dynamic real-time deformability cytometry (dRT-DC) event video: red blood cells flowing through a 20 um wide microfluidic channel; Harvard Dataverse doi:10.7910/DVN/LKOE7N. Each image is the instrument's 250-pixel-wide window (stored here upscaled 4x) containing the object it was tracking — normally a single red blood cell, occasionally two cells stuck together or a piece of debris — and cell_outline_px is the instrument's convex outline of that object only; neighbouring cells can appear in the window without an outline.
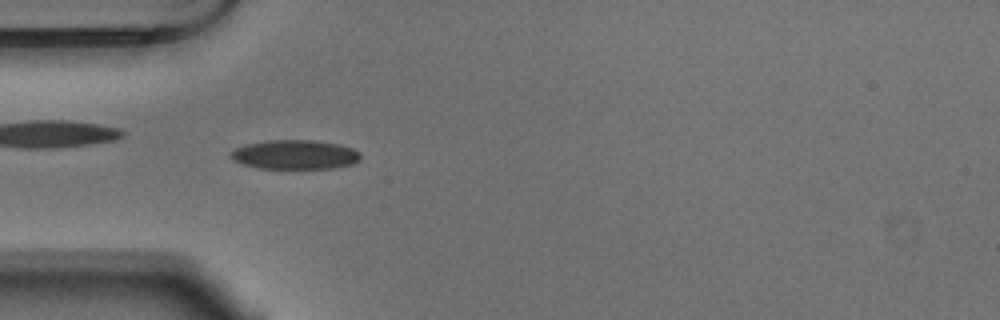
{"species": "Egyptian fruit bat (a non-hibernating species)", "species_latin": "Rousettus aegyptiacus", "temperature_condition": "warm", "stored_images_in_passage": 42, "camera_frame_rate_fps": 3000, "um_per_image_px": 0.085, "animal": {"sex": "male"}, "frame": {"image": 1, "passage_image": 4, "time_ms": 1.0, "image_size_px": [1000, 320], "cell_outline_px": [[360, 160], [352, 164], [332, 168], [260, 168], [244, 164], [232, 160], [228, 156], [236, 148], [244, 144], [268, 140], [316, 140], [340, 144], [352, 148], [360, 152]], "centroid_in_image_um": [25.07, 13.13], "position_along_channel_um": 59.9, "area_um2": 22.2}}
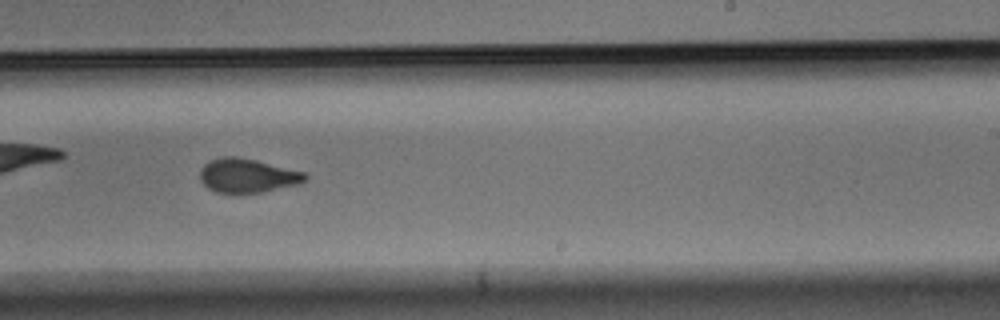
{"frame": {"image": 2, "passage_image": 21, "time_ms": 6.667, "image_size_px": [1000, 320], "cell_outline_px": [[308, 180], [296, 184], [260, 192], [216, 192], [208, 188], [200, 180], [200, 168], [208, 160], [224, 156], [236, 156], [256, 160], [304, 172], [308, 176]], "centroid_in_image_um": [20.99, 14.9], "position_along_channel_um": 268.0, "area_um2": 20.63}}
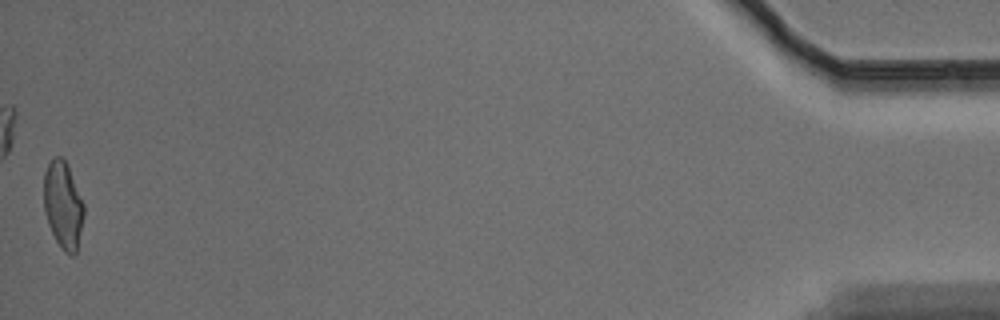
{"frame": {"image": 3, "passage_image": 42, "time_ms": 13.667, "image_size_px": [1000, 320], "cell_outline_px": [[84, 216], [76, 252], [72, 256], [68, 256], [60, 248], [48, 224], [44, 212], [44, 172], [48, 164], [56, 156], [60, 156], [68, 164], [84, 204]], "centroid_in_image_um": [5.36, 17.45], "position_along_channel_um": 429.8, "area_um2": 20.46}, "authors_computed_cell_mechanics": {"area_um2": 21.386, "velocity_mm_per_s": 3.6929, "shape_relaxation_time_tau1_ms": 3.9887, "shape_relaxation_time_tau2_ms": 1.2008, "deformation_change_tau1": 0.1374, "deformation_change_tau2": 0.0507}}